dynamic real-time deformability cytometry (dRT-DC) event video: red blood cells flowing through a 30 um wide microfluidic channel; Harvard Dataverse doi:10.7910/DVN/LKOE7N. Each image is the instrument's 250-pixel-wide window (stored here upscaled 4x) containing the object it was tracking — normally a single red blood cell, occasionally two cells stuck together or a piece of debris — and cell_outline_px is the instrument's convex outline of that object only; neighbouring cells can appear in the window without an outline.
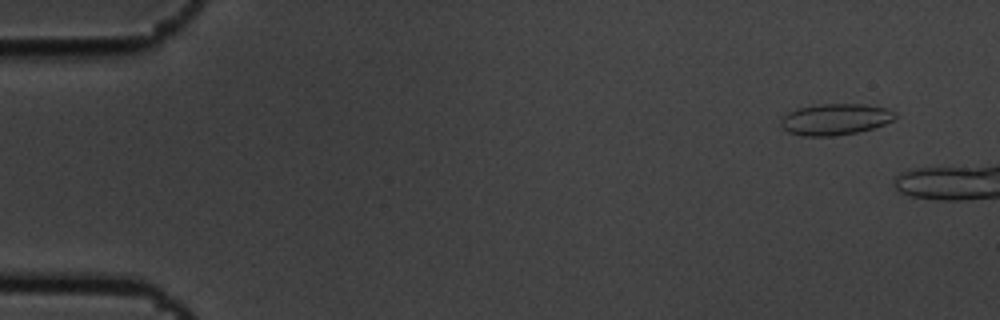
{"species": "common noctule bat (a hibernating species)", "species_latin": "Nyctalus noctula", "temperature_condition": "cold", "stored_images_in_passage": 5, "camera_frame_rate_fps": 3000, "um_per_image_px": 0.085, "animal": {"sex": "male", "body_mass_g": 19.5, "forearm_length_mm": 54.6}, "frame": {"image": 1, "passage_image": 1, "time_ms": 0.0, "image_size_px": [1000, 320], "cell_outline_px": [[896, 116], [892, 120], [884, 124], [872, 128], [856, 132], [836, 136], [800, 136], [788, 132], [780, 128], [780, 120], [788, 112], [796, 108], [820, 104], [864, 104], [888, 108], [896, 112]], "centroid_in_image_um": [70.96, 10.14], "position_along_channel_um": 14.0, "area_um2": 21.04}}